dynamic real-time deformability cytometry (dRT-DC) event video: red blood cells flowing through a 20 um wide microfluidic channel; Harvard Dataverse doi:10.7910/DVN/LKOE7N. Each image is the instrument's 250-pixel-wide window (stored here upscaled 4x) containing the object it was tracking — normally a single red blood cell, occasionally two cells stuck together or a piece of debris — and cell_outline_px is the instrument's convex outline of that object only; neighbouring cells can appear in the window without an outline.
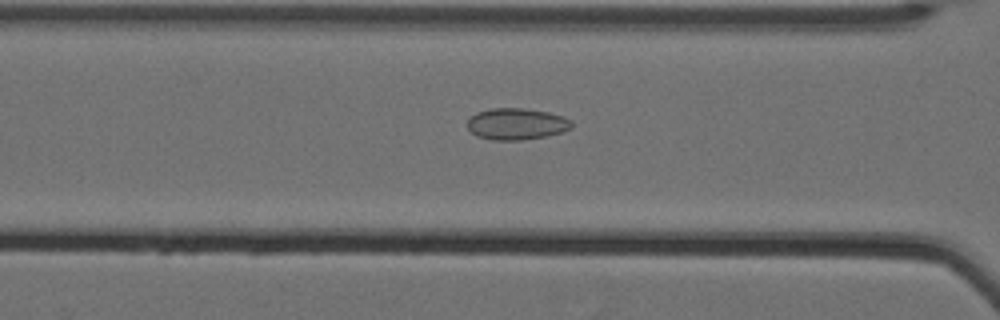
{"species": "Egyptian fruit bat (a non-hibernating species)", "species_latin": "Rousettus aegyptiacus", "temperature_condition": "cold", "stored_images_in_passage": 62, "camera_frame_rate_fps": 3000, "um_per_image_px": 0.085, "animal": {"sex": "female"}, "frame": {"image": 1, "passage_image": 30, "time_ms": 9.667, "image_size_px": [1000, 320], "cell_outline_px": [[572, 128], [560, 132], [544, 136], [520, 140], [492, 140], [476, 136], [468, 128], [468, 120], [476, 112], [492, 108], [524, 108], [548, 112], [564, 116], [572, 120]], "centroid_in_image_um": [43.91, 10.53], "position_along_channel_um": 122.7, "area_um2": 19.13}}
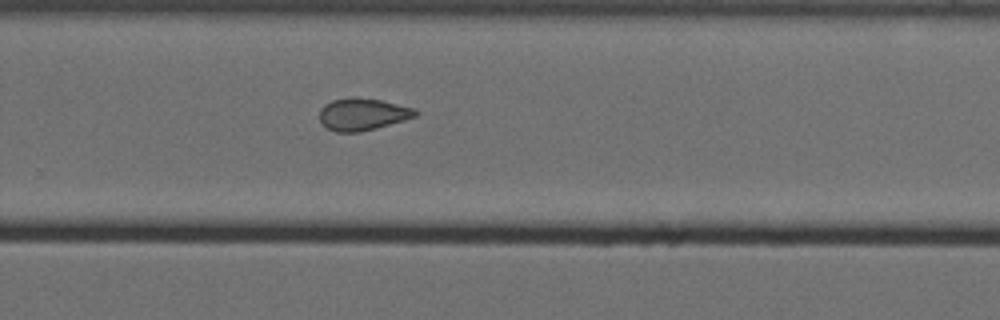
{"frame": {"image": 2, "passage_image": 45, "time_ms": 14.667, "image_size_px": [1000, 320], "cell_outline_px": [[420, 112], [416, 116], [404, 120], [376, 128], [360, 132], [336, 132], [320, 124], [320, 108], [324, 104], [332, 100], [352, 96], [356, 96], [380, 100], [416, 108]], "centroid_in_image_um": [30.81, 9.7], "position_along_channel_um": 299.0, "area_um2": 18.21}}
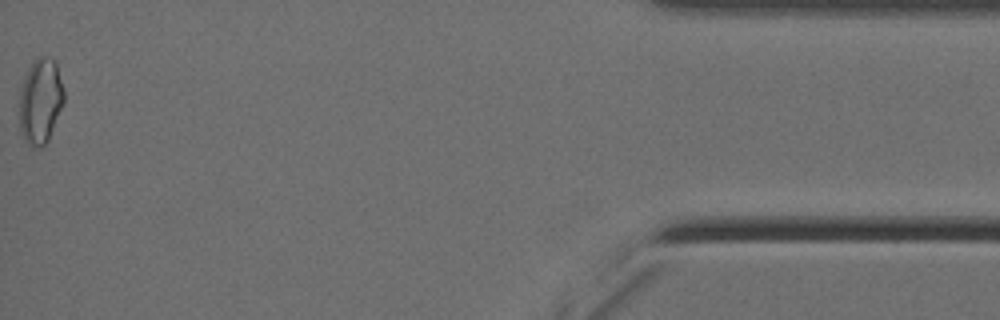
{"frame": {"image": 3, "passage_image": 62, "time_ms": 20.333, "image_size_px": [1000, 320], "cell_outline_px": [[64, 104], [48, 140], [40, 148], [32, 148], [24, 140], [20, 132], [20, 88], [24, 76], [32, 60], [40, 56], [48, 56], [56, 60], [64, 88]], "centroid_in_image_um": [3.45, 8.56], "position_along_channel_um": 431.8, "area_um2": 22.72}, "authors_computed_cell_mechanics": {"area_um2": 20.1144, "velocity_mm_per_s": 3.5321, "shape_relaxation_time_tau1_ms": null, "shape_relaxation_time_tau2_ms": 2.0847, "deformation_change_tau1": null, "deformation_change_tau2": 0.0861}}